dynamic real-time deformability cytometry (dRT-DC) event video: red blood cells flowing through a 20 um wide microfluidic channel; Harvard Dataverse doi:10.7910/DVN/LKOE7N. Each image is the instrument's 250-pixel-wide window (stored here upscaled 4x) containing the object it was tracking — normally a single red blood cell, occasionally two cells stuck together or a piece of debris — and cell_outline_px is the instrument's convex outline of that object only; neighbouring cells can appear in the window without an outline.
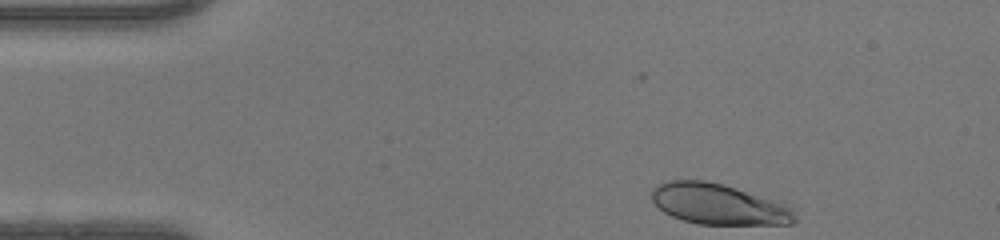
{"species": "human", "species_latin": "Homo sapiens", "temperature_condition": "warm", "stored_images_in_passage": 34, "camera_frame_rate_fps": 3000, "um_per_image_px": 0.085, "donor": {"sex": "female"}, "frame": {"image": 1, "passage_image": 1, "time_ms": 0.0, "image_size_px": [1000, 240], "cell_outline_px": [[796, 220], [792, 224], [696, 224], [672, 216], [664, 212], [652, 200], [652, 188], [656, 184], [668, 180], [704, 180], [724, 184], [784, 200], [792, 208], [796, 216]], "centroid_in_image_um": [61.16, 17.33], "position_along_channel_um": 23.8, "area_um2": 34.74}}
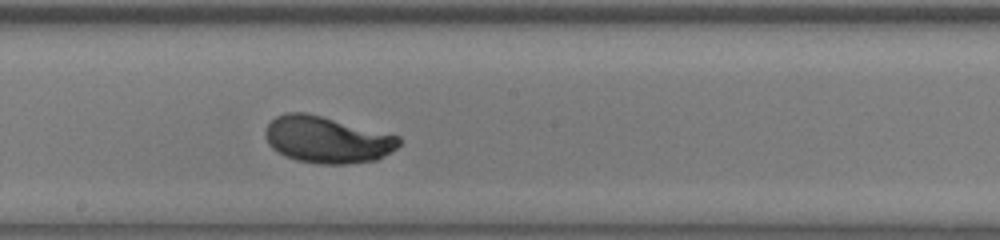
{"frame": {"image": 2, "passage_image": 20, "time_ms": 6.333, "image_size_px": [1000, 240], "cell_outline_px": [[400, 144], [396, 148], [384, 156], [376, 160], [348, 164], [320, 164], [296, 160], [284, 156], [272, 148], [268, 144], [264, 136], [264, 132], [268, 124], [276, 116], [284, 112], [304, 112], [400, 136]], "centroid_in_image_um": [27.77, 11.88], "position_along_channel_um": 220.4, "area_um2": 36.3}}
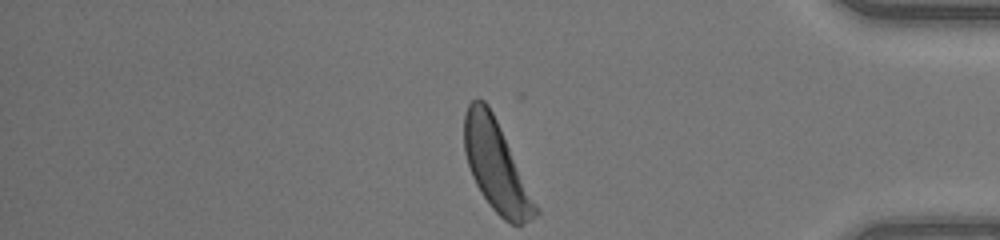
{"frame": {"image": 3, "passage_image": 34, "time_ms": 11.0, "image_size_px": [1000, 240], "cell_outline_px": [[540, 212], [536, 216], [524, 224], [512, 224], [504, 220], [492, 208], [480, 192], [472, 176], [464, 152], [464, 116], [468, 104], [476, 96], [484, 100], [488, 104], [500, 128]], "centroid_in_image_um": [42.14, 14.1], "position_along_channel_um": 393.1, "area_um2": 36.76}, "authors_computed_cell_mechanics": {"area_um2": 35.7204, "velocity_mm_per_s": 4.3428, "shape_relaxation_time_tau1_ms": 2.7366, "shape_relaxation_time_tau2_ms": null, "deformation_change_tau1": 0.1849, "deformation_change_tau2": null}}